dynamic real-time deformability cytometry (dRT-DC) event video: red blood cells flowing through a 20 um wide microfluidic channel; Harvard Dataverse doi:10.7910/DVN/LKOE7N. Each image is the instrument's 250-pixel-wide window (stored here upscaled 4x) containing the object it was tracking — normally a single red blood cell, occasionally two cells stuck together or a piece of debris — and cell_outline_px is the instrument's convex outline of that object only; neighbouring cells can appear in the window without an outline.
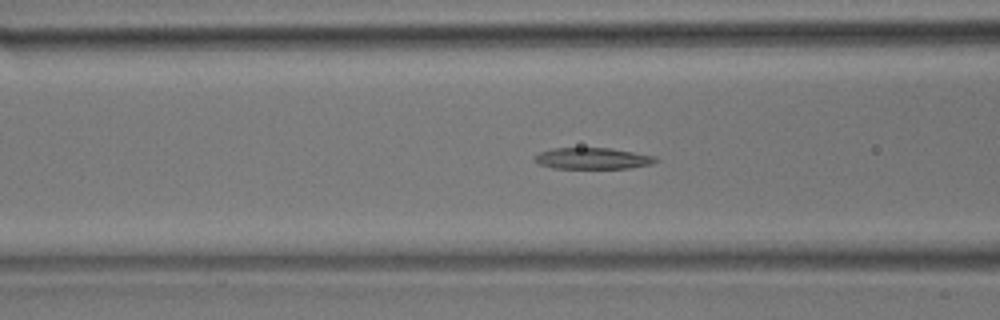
{"species": "common noctule bat (a hibernating species)", "species_latin": "Nyctalus noctula", "temperature_condition": "room temperature", "stored_images_in_passage": 44, "camera_frame_rate_fps": 3000, "um_per_image_px": 0.085, "animal": {"sex": "male", "body_mass_g": 17.9}, "frame": {"image": 1, "passage_image": 16, "time_ms": 5.0, "image_size_px": [1000, 320], "cell_outline_px": [[660, 160], [652, 164], [628, 168], [552, 168], [540, 164], [532, 160], [532, 156], [540, 152], [552, 148], [612, 148], [656, 156]], "centroid_in_image_um": [50.36, 13.46], "position_along_channel_um": 116.2, "area_um2": 15.2}}
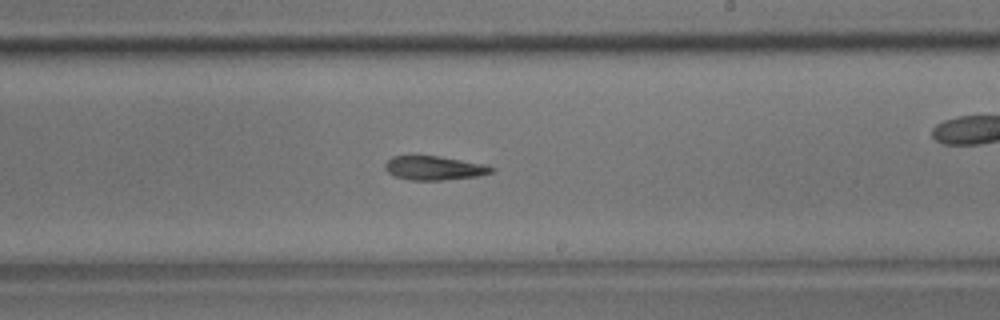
{"frame": {"image": 2, "passage_image": 25, "time_ms": 8.0, "image_size_px": [1000, 320], "cell_outline_px": [[496, 172], [476, 176], [440, 180], [408, 180], [396, 176], [388, 172], [384, 168], [384, 164], [392, 156], [440, 156], [484, 164], [496, 168]], "centroid_in_image_um": [36.93, 14.28], "position_along_channel_um": 252.1, "area_um2": 14.85}}
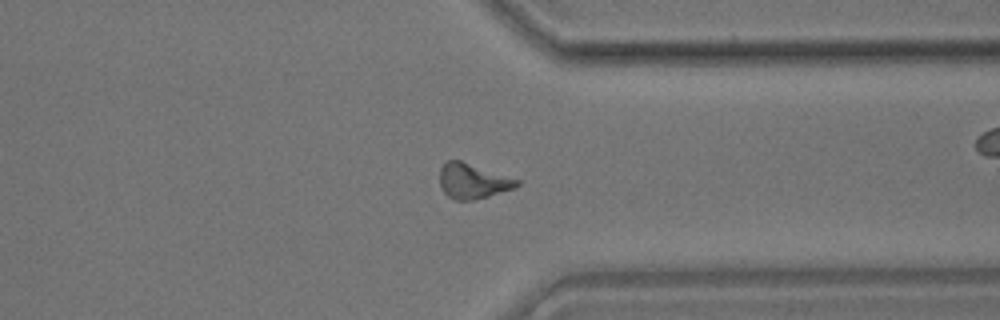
{"frame": {"image": 3, "passage_image": 33, "time_ms": 10.667, "image_size_px": [1000, 320], "cell_outline_px": [[520, 184], [512, 188], [488, 196], [472, 200], [456, 200], [448, 196], [444, 192], [440, 184], [440, 168], [448, 160], [460, 160], [520, 180]], "centroid_in_image_um": [40.16, 15.38], "position_along_channel_um": 371.2, "area_um2": 15.49}}